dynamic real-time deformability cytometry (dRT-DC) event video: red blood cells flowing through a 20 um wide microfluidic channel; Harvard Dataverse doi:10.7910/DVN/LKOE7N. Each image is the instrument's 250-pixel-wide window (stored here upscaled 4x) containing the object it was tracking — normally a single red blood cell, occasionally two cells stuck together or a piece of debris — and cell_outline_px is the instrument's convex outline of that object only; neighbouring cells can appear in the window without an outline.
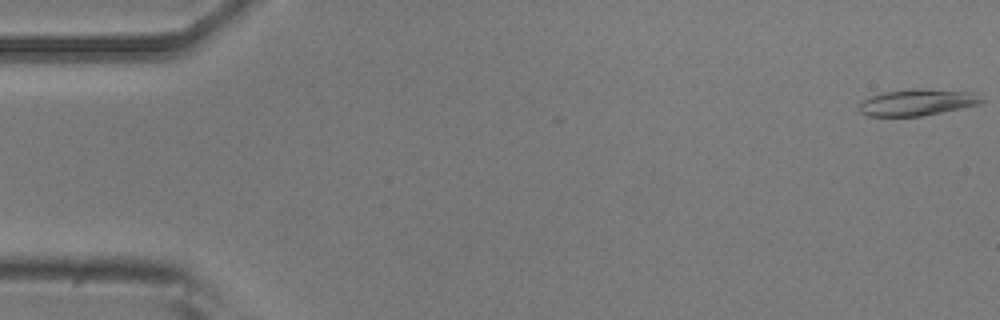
{"species": "common noctule bat (a hibernating species)", "species_latin": "Nyctalus noctula", "temperature_condition": "room temperature", "stored_images_in_passage": 4, "camera_frame_rate_fps": 3000, "um_per_image_px": 0.085, "animal": {"sex": "male", "body_mass_g": 20.5, "forearm_length_mm": 52.5}, "frame": {"image": 1, "passage_image": 1, "time_ms": 0.0, "image_size_px": [1000, 320], "cell_outline_px": [[984, 100], [980, 104], [924, 116], [868, 116], [860, 112], [860, 104], [864, 100], [872, 96], [884, 92], [912, 88], [920, 88], [976, 92]], "centroid_in_image_um": [78.02, 8.69], "position_along_channel_um": 7.0, "area_um2": 18.96}}
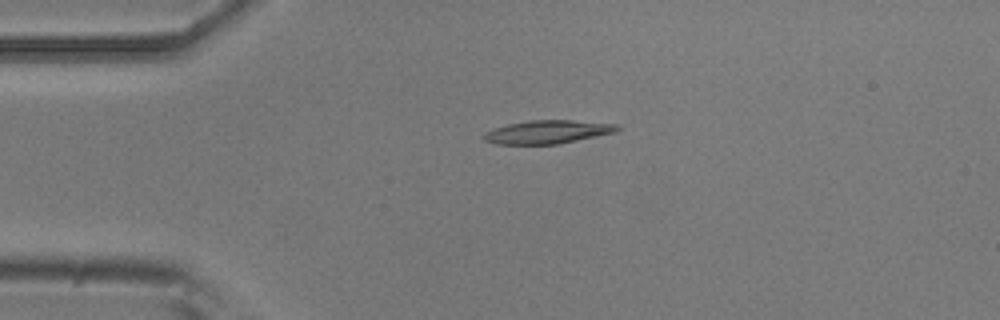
{"frame": {"image": 2, "passage_image": 4, "time_ms": 1.0, "image_size_px": [1000, 320], "cell_outline_px": [[620, 128], [616, 132], [556, 144], [496, 144], [484, 140], [484, 132], [508, 124], [528, 120], [572, 120], [620, 124]], "centroid_in_image_um": [46.57, 11.2], "position_along_channel_um": 38.4, "area_um2": 18.03}}